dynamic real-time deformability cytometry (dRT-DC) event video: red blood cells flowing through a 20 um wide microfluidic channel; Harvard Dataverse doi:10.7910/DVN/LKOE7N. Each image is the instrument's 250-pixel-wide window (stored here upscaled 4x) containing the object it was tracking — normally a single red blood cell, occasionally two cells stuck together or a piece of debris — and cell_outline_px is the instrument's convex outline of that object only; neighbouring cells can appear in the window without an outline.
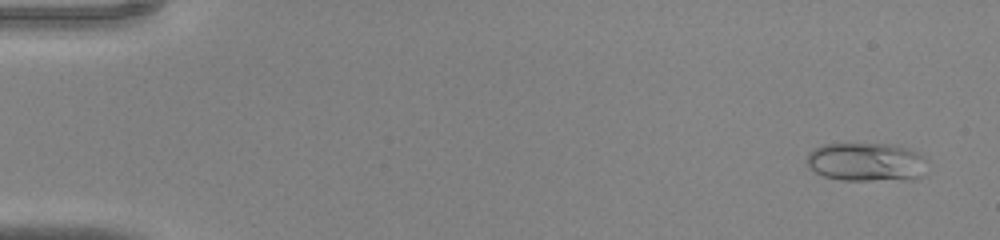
{"species": "common noctule bat (a hibernating species)", "species_latin": "Nyctalus noctula", "temperature_condition": "warm", "stored_images_in_passage": 45, "camera_frame_rate_fps": 3000, "um_per_image_px": 0.085, "animal": {"sex": "male", "body_mass_g": 20.0, "forearm_length_mm": 53.3}, "frame": {"image": 1, "passage_image": 3, "time_ms": 0.667, "image_size_px": [1000, 240], "cell_outline_px": [[928, 160], [924, 176], [912, 180], [840, 180], [824, 176], [816, 172], [808, 164], [808, 152], [812, 148], [824, 144], [892, 144], [908, 148], [924, 156]], "centroid_in_image_um": [73.71, 13.78], "position_along_channel_um": 11.3, "area_um2": 27.51}}
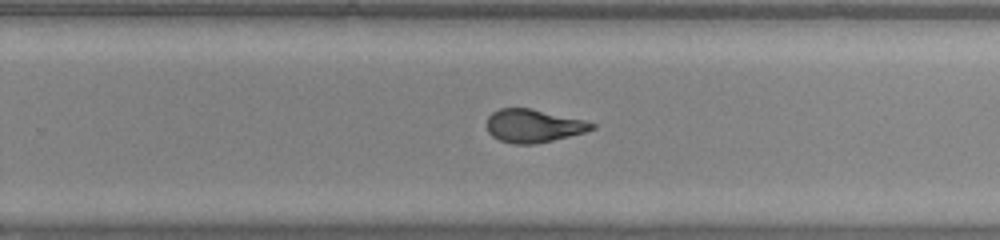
{"frame": {"image": 2, "passage_image": 30, "time_ms": 9.667, "image_size_px": [1000, 240], "cell_outline_px": [[596, 128], [584, 132], [536, 144], [512, 144], [500, 140], [492, 136], [488, 132], [488, 116], [492, 112], [500, 108], [532, 108], [584, 120], [596, 124]], "centroid_in_image_um": [45.34, 10.69], "position_along_channel_um": 284.5, "area_um2": 20.23}}
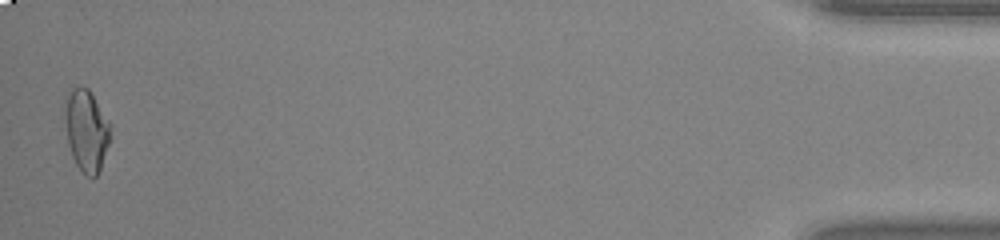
{"frame": {"image": 3, "passage_image": 45, "time_ms": 14.667, "image_size_px": [1000, 240], "cell_outline_px": [[112, 124], [108, 144], [100, 168], [96, 176], [84, 176], [76, 164], [72, 156], [68, 144], [64, 112], [64, 108], [68, 96], [72, 88], [88, 88]], "centroid_in_image_um": [7.35, 11.1], "position_along_channel_um": 427.8, "area_um2": 21.44}}